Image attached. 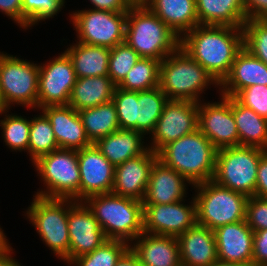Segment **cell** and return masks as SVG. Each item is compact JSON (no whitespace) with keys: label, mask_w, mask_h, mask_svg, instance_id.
I'll return each mask as SVG.
<instances>
[{"label":"cell","mask_w":267,"mask_h":266,"mask_svg":"<svg viewBox=\"0 0 267 266\" xmlns=\"http://www.w3.org/2000/svg\"><path fill=\"white\" fill-rule=\"evenodd\" d=\"M180 47L221 84L243 48V28L197 25L180 39Z\"/></svg>","instance_id":"6da1fadb"},{"label":"cell","mask_w":267,"mask_h":266,"mask_svg":"<svg viewBox=\"0 0 267 266\" xmlns=\"http://www.w3.org/2000/svg\"><path fill=\"white\" fill-rule=\"evenodd\" d=\"M218 149L197 129L163 146L158 160L181 174L191 185L213 180Z\"/></svg>","instance_id":"7a4b0ae2"},{"label":"cell","mask_w":267,"mask_h":266,"mask_svg":"<svg viewBox=\"0 0 267 266\" xmlns=\"http://www.w3.org/2000/svg\"><path fill=\"white\" fill-rule=\"evenodd\" d=\"M93 212L107 239L131 244L143 232V203L137 199L105 193L83 201Z\"/></svg>","instance_id":"3957f363"},{"label":"cell","mask_w":267,"mask_h":266,"mask_svg":"<svg viewBox=\"0 0 267 266\" xmlns=\"http://www.w3.org/2000/svg\"><path fill=\"white\" fill-rule=\"evenodd\" d=\"M141 58L162 61L180 46V38L144 4L127 12L125 40Z\"/></svg>","instance_id":"277c9868"},{"label":"cell","mask_w":267,"mask_h":266,"mask_svg":"<svg viewBox=\"0 0 267 266\" xmlns=\"http://www.w3.org/2000/svg\"><path fill=\"white\" fill-rule=\"evenodd\" d=\"M219 87L213 76L180 46L160 63L159 87L171 100L199 103L209 85Z\"/></svg>","instance_id":"5b68a950"},{"label":"cell","mask_w":267,"mask_h":266,"mask_svg":"<svg viewBox=\"0 0 267 266\" xmlns=\"http://www.w3.org/2000/svg\"><path fill=\"white\" fill-rule=\"evenodd\" d=\"M192 187L197 192L194 196L197 224L214 231L226 224L245 220L247 195L218 185L213 180Z\"/></svg>","instance_id":"8992f818"},{"label":"cell","mask_w":267,"mask_h":266,"mask_svg":"<svg viewBox=\"0 0 267 266\" xmlns=\"http://www.w3.org/2000/svg\"><path fill=\"white\" fill-rule=\"evenodd\" d=\"M33 197L25 216L54 255L69 264L68 206L74 200Z\"/></svg>","instance_id":"52a82bcc"},{"label":"cell","mask_w":267,"mask_h":266,"mask_svg":"<svg viewBox=\"0 0 267 266\" xmlns=\"http://www.w3.org/2000/svg\"><path fill=\"white\" fill-rule=\"evenodd\" d=\"M46 189L36 196L80 202V170L77 150L58 148L33 162Z\"/></svg>","instance_id":"ba28073f"},{"label":"cell","mask_w":267,"mask_h":266,"mask_svg":"<svg viewBox=\"0 0 267 266\" xmlns=\"http://www.w3.org/2000/svg\"><path fill=\"white\" fill-rule=\"evenodd\" d=\"M265 152L261 148L248 146L218 149L213 181L248 197L255 196L257 169Z\"/></svg>","instance_id":"9c48e42d"},{"label":"cell","mask_w":267,"mask_h":266,"mask_svg":"<svg viewBox=\"0 0 267 266\" xmlns=\"http://www.w3.org/2000/svg\"><path fill=\"white\" fill-rule=\"evenodd\" d=\"M38 76V64L0 52V89L9 109L14 104L36 109Z\"/></svg>","instance_id":"30bf717a"},{"label":"cell","mask_w":267,"mask_h":266,"mask_svg":"<svg viewBox=\"0 0 267 266\" xmlns=\"http://www.w3.org/2000/svg\"><path fill=\"white\" fill-rule=\"evenodd\" d=\"M77 42L113 48L125 40L127 12L76 10L70 14Z\"/></svg>","instance_id":"8fae6325"},{"label":"cell","mask_w":267,"mask_h":266,"mask_svg":"<svg viewBox=\"0 0 267 266\" xmlns=\"http://www.w3.org/2000/svg\"><path fill=\"white\" fill-rule=\"evenodd\" d=\"M76 81L73 64L65 52L45 64H39L37 109L68 105Z\"/></svg>","instance_id":"7c38bea8"},{"label":"cell","mask_w":267,"mask_h":266,"mask_svg":"<svg viewBox=\"0 0 267 266\" xmlns=\"http://www.w3.org/2000/svg\"><path fill=\"white\" fill-rule=\"evenodd\" d=\"M198 129V103L168 99L154 131L150 145L157 153L166 144Z\"/></svg>","instance_id":"4fadbf2b"},{"label":"cell","mask_w":267,"mask_h":266,"mask_svg":"<svg viewBox=\"0 0 267 266\" xmlns=\"http://www.w3.org/2000/svg\"><path fill=\"white\" fill-rule=\"evenodd\" d=\"M170 204L143 205V230L145 233L178 237L197 223L196 201Z\"/></svg>","instance_id":"5bb4252c"},{"label":"cell","mask_w":267,"mask_h":266,"mask_svg":"<svg viewBox=\"0 0 267 266\" xmlns=\"http://www.w3.org/2000/svg\"><path fill=\"white\" fill-rule=\"evenodd\" d=\"M198 129L217 148L239 146L232 112V97L221 95L219 102L198 103Z\"/></svg>","instance_id":"9a60e30c"},{"label":"cell","mask_w":267,"mask_h":266,"mask_svg":"<svg viewBox=\"0 0 267 266\" xmlns=\"http://www.w3.org/2000/svg\"><path fill=\"white\" fill-rule=\"evenodd\" d=\"M69 264L76 258L94 251L108 240L84 202L73 201L68 206Z\"/></svg>","instance_id":"2e32d148"},{"label":"cell","mask_w":267,"mask_h":266,"mask_svg":"<svg viewBox=\"0 0 267 266\" xmlns=\"http://www.w3.org/2000/svg\"><path fill=\"white\" fill-rule=\"evenodd\" d=\"M80 170V202L88 197L111 193L115 166L92 143L77 151Z\"/></svg>","instance_id":"e0dca14e"},{"label":"cell","mask_w":267,"mask_h":266,"mask_svg":"<svg viewBox=\"0 0 267 266\" xmlns=\"http://www.w3.org/2000/svg\"><path fill=\"white\" fill-rule=\"evenodd\" d=\"M157 159V153L148 148L143 154L115 166L112 193L143 201Z\"/></svg>","instance_id":"ac0fdd59"},{"label":"cell","mask_w":267,"mask_h":266,"mask_svg":"<svg viewBox=\"0 0 267 266\" xmlns=\"http://www.w3.org/2000/svg\"><path fill=\"white\" fill-rule=\"evenodd\" d=\"M213 232L218 260L252 265L254 231L245 220L226 224Z\"/></svg>","instance_id":"d6986e66"},{"label":"cell","mask_w":267,"mask_h":266,"mask_svg":"<svg viewBox=\"0 0 267 266\" xmlns=\"http://www.w3.org/2000/svg\"><path fill=\"white\" fill-rule=\"evenodd\" d=\"M40 110L48 118L59 148L78 151L92 144L86 136L78 111L70 105H50Z\"/></svg>","instance_id":"ffe728a7"},{"label":"cell","mask_w":267,"mask_h":266,"mask_svg":"<svg viewBox=\"0 0 267 266\" xmlns=\"http://www.w3.org/2000/svg\"><path fill=\"white\" fill-rule=\"evenodd\" d=\"M191 185L174 169L156 160L152 166L143 205L170 204L184 200L186 183Z\"/></svg>","instance_id":"44dd1931"},{"label":"cell","mask_w":267,"mask_h":266,"mask_svg":"<svg viewBox=\"0 0 267 266\" xmlns=\"http://www.w3.org/2000/svg\"><path fill=\"white\" fill-rule=\"evenodd\" d=\"M129 247L137 255L141 266H182L179 242L175 236L143 232Z\"/></svg>","instance_id":"7402d4cb"},{"label":"cell","mask_w":267,"mask_h":266,"mask_svg":"<svg viewBox=\"0 0 267 266\" xmlns=\"http://www.w3.org/2000/svg\"><path fill=\"white\" fill-rule=\"evenodd\" d=\"M258 84L267 86V65L243 47L220 84V95L234 97L240 90Z\"/></svg>","instance_id":"603a6c76"},{"label":"cell","mask_w":267,"mask_h":266,"mask_svg":"<svg viewBox=\"0 0 267 266\" xmlns=\"http://www.w3.org/2000/svg\"><path fill=\"white\" fill-rule=\"evenodd\" d=\"M182 266H211L218 260L214 232L195 224L178 237Z\"/></svg>","instance_id":"cb8c5ba5"},{"label":"cell","mask_w":267,"mask_h":266,"mask_svg":"<svg viewBox=\"0 0 267 266\" xmlns=\"http://www.w3.org/2000/svg\"><path fill=\"white\" fill-rule=\"evenodd\" d=\"M142 4L180 39L199 25L195 0H143Z\"/></svg>","instance_id":"d4e9b609"},{"label":"cell","mask_w":267,"mask_h":266,"mask_svg":"<svg viewBox=\"0 0 267 266\" xmlns=\"http://www.w3.org/2000/svg\"><path fill=\"white\" fill-rule=\"evenodd\" d=\"M144 136L135 130L118 129L98 139L94 144L111 164L117 166L143 154L149 148L148 145H144Z\"/></svg>","instance_id":"484cf974"},{"label":"cell","mask_w":267,"mask_h":266,"mask_svg":"<svg viewBox=\"0 0 267 266\" xmlns=\"http://www.w3.org/2000/svg\"><path fill=\"white\" fill-rule=\"evenodd\" d=\"M199 25L243 27L244 0H195Z\"/></svg>","instance_id":"4316f807"},{"label":"cell","mask_w":267,"mask_h":266,"mask_svg":"<svg viewBox=\"0 0 267 266\" xmlns=\"http://www.w3.org/2000/svg\"><path fill=\"white\" fill-rule=\"evenodd\" d=\"M117 86L109 76L77 78L69 103L76 111L112 101Z\"/></svg>","instance_id":"83f0119b"},{"label":"cell","mask_w":267,"mask_h":266,"mask_svg":"<svg viewBox=\"0 0 267 266\" xmlns=\"http://www.w3.org/2000/svg\"><path fill=\"white\" fill-rule=\"evenodd\" d=\"M64 52L70 58L77 78L108 76L111 49L77 42Z\"/></svg>","instance_id":"f1b7e54d"},{"label":"cell","mask_w":267,"mask_h":266,"mask_svg":"<svg viewBox=\"0 0 267 266\" xmlns=\"http://www.w3.org/2000/svg\"><path fill=\"white\" fill-rule=\"evenodd\" d=\"M232 112L236 122L239 146L261 148L267 151V119L244 107L232 97Z\"/></svg>","instance_id":"f546056e"},{"label":"cell","mask_w":267,"mask_h":266,"mask_svg":"<svg viewBox=\"0 0 267 266\" xmlns=\"http://www.w3.org/2000/svg\"><path fill=\"white\" fill-rule=\"evenodd\" d=\"M87 138L91 143L114 133L119 127L117 110L113 101L78 111Z\"/></svg>","instance_id":"4dcf8cb0"},{"label":"cell","mask_w":267,"mask_h":266,"mask_svg":"<svg viewBox=\"0 0 267 266\" xmlns=\"http://www.w3.org/2000/svg\"><path fill=\"white\" fill-rule=\"evenodd\" d=\"M168 97L156 87L138 91L136 131L151 134L160 118Z\"/></svg>","instance_id":"1f68e13d"},{"label":"cell","mask_w":267,"mask_h":266,"mask_svg":"<svg viewBox=\"0 0 267 266\" xmlns=\"http://www.w3.org/2000/svg\"><path fill=\"white\" fill-rule=\"evenodd\" d=\"M161 61L140 58L117 86L127 91H145L159 86Z\"/></svg>","instance_id":"d6a6232c"},{"label":"cell","mask_w":267,"mask_h":266,"mask_svg":"<svg viewBox=\"0 0 267 266\" xmlns=\"http://www.w3.org/2000/svg\"><path fill=\"white\" fill-rule=\"evenodd\" d=\"M41 113L42 115H37L30 120L29 156L32 163L59 148L48 118L43 112Z\"/></svg>","instance_id":"836d02e7"},{"label":"cell","mask_w":267,"mask_h":266,"mask_svg":"<svg viewBox=\"0 0 267 266\" xmlns=\"http://www.w3.org/2000/svg\"><path fill=\"white\" fill-rule=\"evenodd\" d=\"M4 111V119L0 120V126L3 130L2 139L12 151H26L29 153V132L30 120L17 114H6Z\"/></svg>","instance_id":"e575fe53"},{"label":"cell","mask_w":267,"mask_h":266,"mask_svg":"<svg viewBox=\"0 0 267 266\" xmlns=\"http://www.w3.org/2000/svg\"><path fill=\"white\" fill-rule=\"evenodd\" d=\"M128 248L125 241L108 239L94 251L74 259L69 266H115Z\"/></svg>","instance_id":"d590c367"},{"label":"cell","mask_w":267,"mask_h":266,"mask_svg":"<svg viewBox=\"0 0 267 266\" xmlns=\"http://www.w3.org/2000/svg\"><path fill=\"white\" fill-rule=\"evenodd\" d=\"M141 57L125 41L111 48L108 76L118 86Z\"/></svg>","instance_id":"8d00e7d4"},{"label":"cell","mask_w":267,"mask_h":266,"mask_svg":"<svg viewBox=\"0 0 267 266\" xmlns=\"http://www.w3.org/2000/svg\"><path fill=\"white\" fill-rule=\"evenodd\" d=\"M242 28L243 47L267 65V19H248Z\"/></svg>","instance_id":"74e56055"},{"label":"cell","mask_w":267,"mask_h":266,"mask_svg":"<svg viewBox=\"0 0 267 266\" xmlns=\"http://www.w3.org/2000/svg\"><path fill=\"white\" fill-rule=\"evenodd\" d=\"M65 0H22V28L28 29L54 18L63 8Z\"/></svg>","instance_id":"f35d334b"},{"label":"cell","mask_w":267,"mask_h":266,"mask_svg":"<svg viewBox=\"0 0 267 266\" xmlns=\"http://www.w3.org/2000/svg\"><path fill=\"white\" fill-rule=\"evenodd\" d=\"M112 101L116 106L120 129L136 131L138 91L116 87Z\"/></svg>","instance_id":"ab89813d"},{"label":"cell","mask_w":267,"mask_h":266,"mask_svg":"<svg viewBox=\"0 0 267 266\" xmlns=\"http://www.w3.org/2000/svg\"><path fill=\"white\" fill-rule=\"evenodd\" d=\"M234 98L244 107L267 119V86L258 84L240 90Z\"/></svg>","instance_id":"60d3db41"},{"label":"cell","mask_w":267,"mask_h":266,"mask_svg":"<svg viewBox=\"0 0 267 266\" xmlns=\"http://www.w3.org/2000/svg\"><path fill=\"white\" fill-rule=\"evenodd\" d=\"M245 221L254 232L267 229V199L250 196L246 204Z\"/></svg>","instance_id":"b9f144b4"},{"label":"cell","mask_w":267,"mask_h":266,"mask_svg":"<svg viewBox=\"0 0 267 266\" xmlns=\"http://www.w3.org/2000/svg\"><path fill=\"white\" fill-rule=\"evenodd\" d=\"M252 266H267V229L254 232Z\"/></svg>","instance_id":"7bdbcfd3"},{"label":"cell","mask_w":267,"mask_h":266,"mask_svg":"<svg viewBox=\"0 0 267 266\" xmlns=\"http://www.w3.org/2000/svg\"><path fill=\"white\" fill-rule=\"evenodd\" d=\"M92 9L109 12H128L133 3L130 0H89Z\"/></svg>","instance_id":"ee69618b"},{"label":"cell","mask_w":267,"mask_h":266,"mask_svg":"<svg viewBox=\"0 0 267 266\" xmlns=\"http://www.w3.org/2000/svg\"><path fill=\"white\" fill-rule=\"evenodd\" d=\"M255 196L267 199V151L261 156L258 165Z\"/></svg>","instance_id":"f6af8a7d"},{"label":"cell","mask_w":267,"mask_h":266,"mask_svg":"<svg viewBox=\"0 0 267 266\" xmlns=\"http://www.w3.org/2000/svg\"><path fill=\"white\" fill-rule=\"evenodd\" d=\"M0 11L22 28V0H0Z\"/></svg>","instance_id":"bcb514c9"},{"label":"cell","mask_w":267,"mask_h":266,"mask_svg":"<svg viewBox=\"0 0 267 266\" xmlns=\"http://www.w3.org/2000/svg\"><path fill=\"white\" fill-rule=\"evenodd\" d=\"M246 19H267V0H244Z\"/></svg>","instance_id":"7dc6e473"},{"label":"cell","mask_w":267,"mask_h":266,"mask_svg":"<svg viewBox=\"0 0 267 266\" xmlns=\"http://www.w3.org/2000/svg\"><path fill=\"white\" fill-rule=\"evenodd\" d=\"M115 266H141L137 255L129 247L117 260Z\"/></svg>","instance_id":"c3c4849f"},{"label":"cell","mask_w":267,"mask_h":266,"mask_svg":"<svg viewBox=\"0 0 267 266\" xmlns=\"http://www.w3.org/2000/svg\"><path fill=\"white\" fill-rule=\"evenodd\" d=\"M10 246L3 254L0 255V266H21L17 259L12 258L11 254L13 252ZM23 266V265H22Z\"/></svg>","instance_id":"681fc988"},{"label":"cell","mask_w":267,"mask_h":266,"mask_svg":"<svg viewBox=\"0 0 267 266\" xmlns=\"http://www.w3.org/2000/svg\"><path fill=\"white\" fill-rule=\"evenodd\" d=\"M9 247L10 244L8 242V239H6L5 233L0 227V255L3 254Z\"/></svg>","instance_id":"f907efd6"},{"label":"cell","mask_w":267,"mask_h":266,"mask_svg":"<svg viewBox=\"0 0 267 266\" xmlns=\"http://www.w3.org/2000/svg\"><path fill=\"white\" fill-rule=\"evenodd\" d=\"M211 266H252V265H245V264L233 263V262H223V261L217 260Z\"/></svg>","instance_id":"816d5d0a"},{"label":"cell","mask_w":267,"mask_h":266,"mask_svg":"<svg viewBox=\"0 0 267 266\" xmlns=\"http://www.w3.org/2000/svg\"><path fill=\"white\" fill-rule=\"evenodd\" d=\"M9 108L6 106L4 99L1 94V89H0V114L2 115L4 111H8Z\"/></svg>","instance_id":"f5cc1de1"},{"label":"cell","mask_w":267,"mask_h":266,"mask_svg":"<svg viewBox=\"0 0 267 266\" xmlns=\"http://www.w3.org/2000/svg\"><path fill=\"white\" fill-rule=\"evenodd\" d=\"M133 4H141L143 0H130Z\"/></svg>","instance_id":"db71d44e"}]
</instances>
